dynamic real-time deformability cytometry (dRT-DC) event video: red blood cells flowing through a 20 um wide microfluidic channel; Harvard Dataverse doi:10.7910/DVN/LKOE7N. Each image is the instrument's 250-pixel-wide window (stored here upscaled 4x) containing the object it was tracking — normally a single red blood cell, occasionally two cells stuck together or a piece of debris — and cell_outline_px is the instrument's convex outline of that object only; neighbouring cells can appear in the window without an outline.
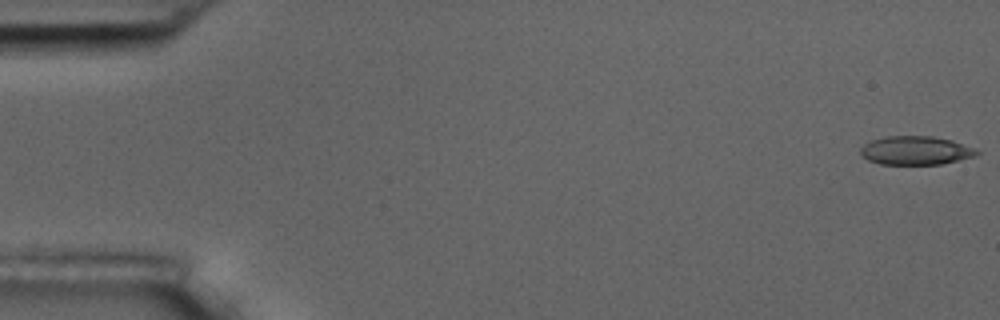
{"species": "common noctule bat (a hibernating species)", "species_latin": "Nyctalus noctula", "temperature_condition": "room temperature", "stored_images_in_passage": 10, "camera_frame_rate_fps": 3000, "um_per_image_px": 0.085, "animal": {"sex": "male", "body_mass_g": 17.5, "forearm_length_mm": 52.3}, "frame": {"image": 1, "passage_image": 1, "time_ms": 0.0, "image_size_px": [1000, 320], "cell_outline_px": [[980, 152], [976, 156], [940, 164], [880, 164], [868, 160], [860, 152], [860, 148], [864, 144], [872, 140], [888, 136], [932, 136], [952, 140], [976, 148]], "centroid_in_image_um": [77.86, 12.79], "position_along_channel_um": 7.1, "area_um2": 19.36}}
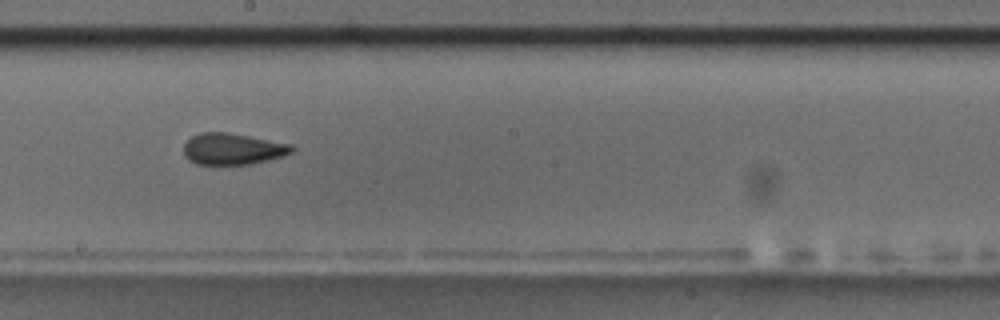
{"frame": {"image": 2, "passage_image": 9, "time_ms": 10.0, "image_size_px": [1000, 320], "cell_outline_px": [[296, 148], [292, 152], [284, 156], [252, 164], [196, 164], [188, 160], [184, 156], [184, 144], [192, 136], [200, 132], [228, 132], [292, 144]], "centroid_in_image_um": [19.79, 12.66], "position_along_channel_um": 228.4, "area_um2": 19.94}}
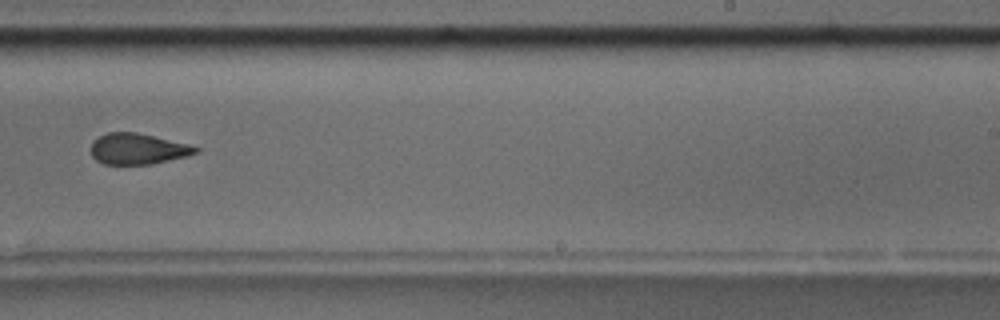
{"frame": {"image": 3, "passage_image": 10, "time_ms": 11.333, "image_size_px": [1000, 320], "cell_outline_px": [[200, 152], [188, 156], [152, 164], [104, 164], [96, 160], [92, 156], [92, 140], [108, 132], [136, 132], [188, 144], [200, 148]], "centroid_in_image_um": [11.73, 12.66], "position_along_channel_um": 277.3, "area_um2": 18.84}}